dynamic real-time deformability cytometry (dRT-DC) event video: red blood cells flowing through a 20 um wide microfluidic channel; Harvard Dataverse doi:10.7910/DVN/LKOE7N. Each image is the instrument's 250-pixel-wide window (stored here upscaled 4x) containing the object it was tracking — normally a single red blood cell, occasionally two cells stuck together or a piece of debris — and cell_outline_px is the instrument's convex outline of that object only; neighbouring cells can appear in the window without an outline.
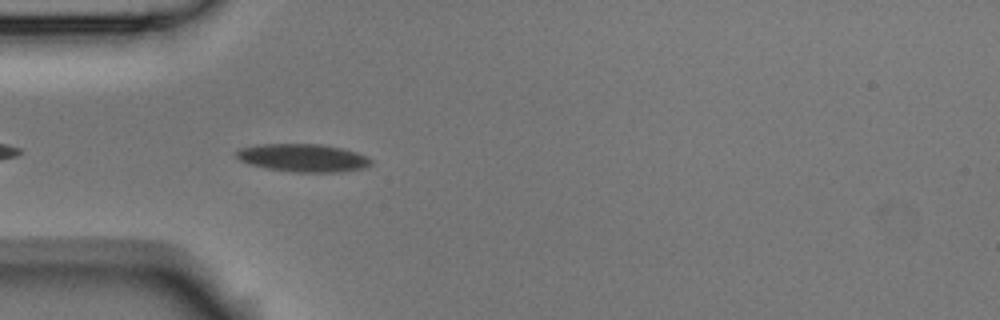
{"species": "Egyptian fruit bat (a non-hibernating species)", "species_latin": "Rousettus aegyptiacus", "temperature_condition": "room temperature", "stored_images_in_passage": 5, "camera_frame_rate_fps": 3000, "um_per_image_px": 0.085, "animal": {"sex": "male"}, "frame": {"image": 1, "passage_image": 5, "time_ms": 1.333, "image_size_px": [1000, 320], "cell_outline_px": [[372, 164], [364, 168], [340, 172], [292, 172], [268, 168], [248, 164], [240, 160], [236, 156], [236, 152], [240, 148], [256, 144], [320, 144], [340, 148], [356, 152], [372, 160]], "centroid_in_image_um": [25.73, 13.42], "position_along_channel_um": 59.3, "area_um2": 21.85}}